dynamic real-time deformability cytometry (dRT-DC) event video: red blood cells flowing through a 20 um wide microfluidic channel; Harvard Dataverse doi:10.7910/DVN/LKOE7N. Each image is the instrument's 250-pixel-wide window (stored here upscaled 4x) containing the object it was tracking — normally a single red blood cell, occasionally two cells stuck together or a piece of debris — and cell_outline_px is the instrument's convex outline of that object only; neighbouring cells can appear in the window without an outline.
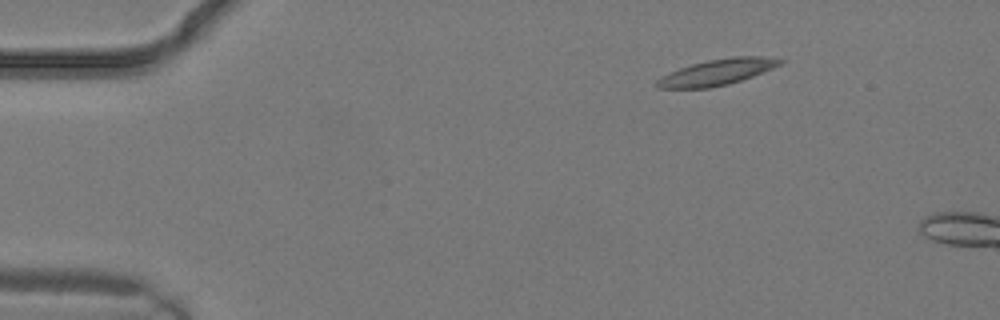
{"species": "common noctule bat (a hibernating species)", "species_latin": "Nyctalus noctula", "temperature_condition": "warm", "stored_images_in_passage": 2, "camera_frame_rate_fps": 3000, "um_per_image_px": 0.085, "animal": {"sex": "male", "body_mass_g": 19.2, "forearm_length_mm": 51.8}, "frame": {"image": 1, "passage_image": 1, "time_ms": 0.0, "image_size_px": [1000, 320], "cell_outline_px": [[784, 64], [752, 76], [728, 84], [712, 88], [656, 88], [656, 80], [660, 76], [680, 68], [692, 64], [708, 60], [732, 56], [760, 56], [784, 60]], "centroid_in_image_um": [60.95, 6.13], "position_along_channel_um": 24.1, "area_um2": 18.61}}